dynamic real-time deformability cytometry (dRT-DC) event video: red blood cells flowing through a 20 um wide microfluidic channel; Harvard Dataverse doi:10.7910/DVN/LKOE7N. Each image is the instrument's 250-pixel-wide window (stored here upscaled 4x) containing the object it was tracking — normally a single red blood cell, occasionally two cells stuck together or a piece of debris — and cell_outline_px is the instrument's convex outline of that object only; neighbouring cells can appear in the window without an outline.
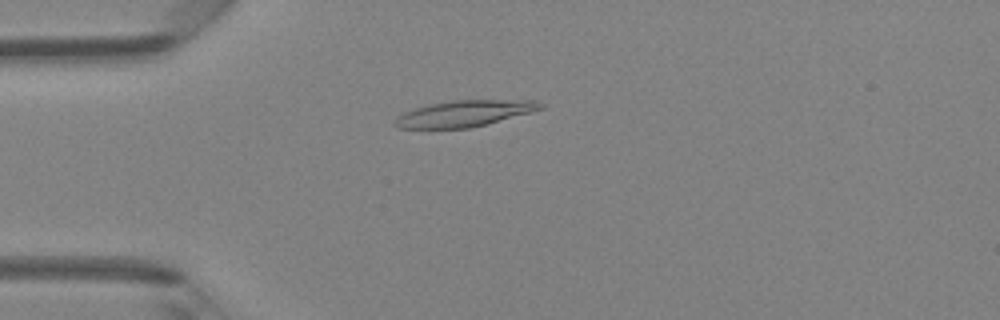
{"species": "Egyptian fruit bat (a non-hibernating species)", "species_latin": "Rousettus aegyptiacus", "temperature_condition": "room temperature", "stored_images_in_passage": 46, "camera_frame_rate_fps": 3000, "um_per_image_px": 0.085, "animal": {"sex": "female"}, "frame": {"image": 1, "passage_image": 12, "time_ms": 3.667, "image_size_px": [1000, 320], "cell_outline_px": [[544, 108], [532, 112], [488, 124], [468, 128], [396, 128], [392, 124], [396, 116], [404, 112], [428, 104], [452, 100], [536, 100], [544, 104]], "centroid_in_image_um": [39.47, 9.65], "position_along_channel_um": 45.5, "area_um2": 22.43}}
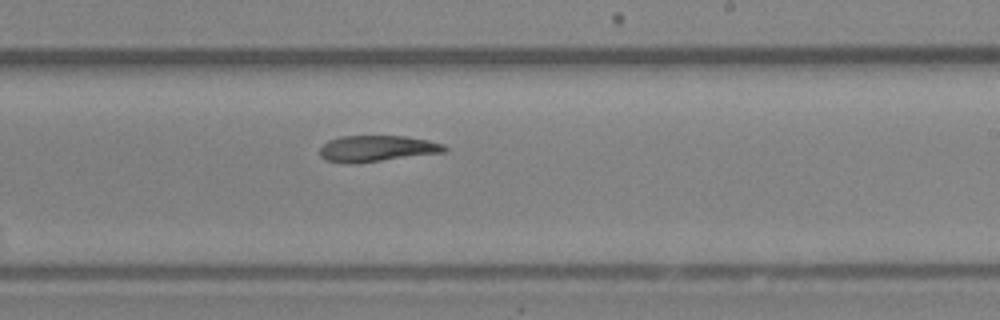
{"frame": {"image": 2, "passage_image": 28, "time_ms": 9.0, "image_size_px": [1000, 320], "cell_outline_px": [[448, 152], [380, 160], [324, 160], [320, 156], [320, 148], [328, 140], [340, 136], [404, 136], [428, 140], [444, 144], [448, 148]], "centroid_in_image_um": [32.14, 12.57], "position_along_channel_um": 256.9, "area_um2": 18.21}}
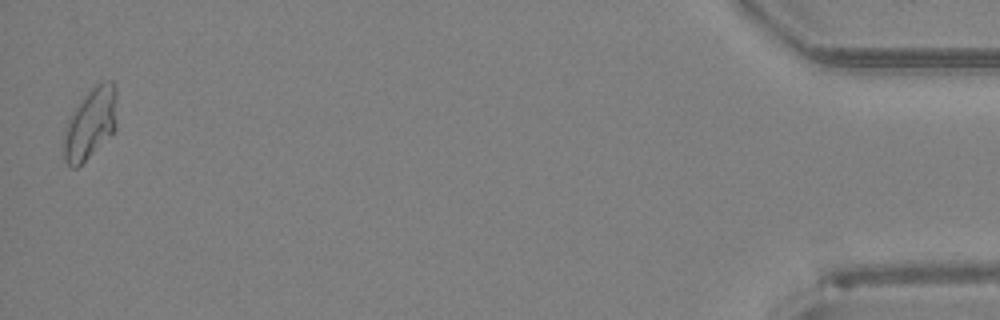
{"frame": {"image": 3, "passage_image": 46, "time_ms": 15.0, "image_size_px": [1000, 320], "cell_outline_px": [[116, 128], [76, 168], [72, 168], [64, 160], [64, 128], [68, 116], [80, 100], [96, 84], [104, 80], [112, 80], [116, 92]], "centroid_in_image_um": [7.66, 10.45], "position_along_channel_um": 427.5, "area_um2": 21.73}}